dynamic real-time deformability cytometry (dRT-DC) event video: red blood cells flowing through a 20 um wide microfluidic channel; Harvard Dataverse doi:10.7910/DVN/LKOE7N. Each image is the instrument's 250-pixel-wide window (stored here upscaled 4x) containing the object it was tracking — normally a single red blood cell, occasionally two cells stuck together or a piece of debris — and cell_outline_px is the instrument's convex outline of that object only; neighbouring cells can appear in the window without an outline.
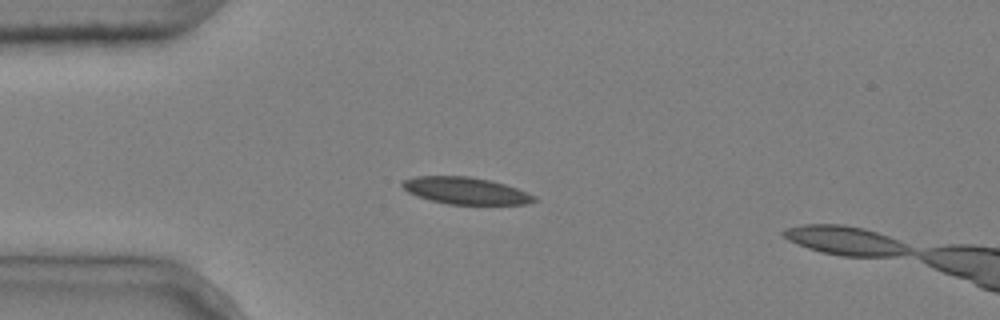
{"species": "common noctule bat (a hibernating species)", "species_latin": "Nyctalus noctula", "temperature_condition": "cold", "stored_images_in_passage": 4, "camera_frame_rate_fps": 3000, "um_per_image_px": 0.085, "animal": {"sex": "male", "body_mass_g": 20.4}, "frame": {"image": 1, "passage_image": 3, "time_ms": 0.667, "image_size_px": [1000, 320], "cell_outline_px": [[536, 200], [524, 204], [448, 204], [428, 200], [416, 196], [408, 192], [400, 184], [404, 180], [416, 176], [468, 176], [492, 180], [528, 192], [536, 196]], "centroid_in_image_um": [39.56, 16.21], "position_along_channel_um": 45.4, "area_um2": 20.69}}